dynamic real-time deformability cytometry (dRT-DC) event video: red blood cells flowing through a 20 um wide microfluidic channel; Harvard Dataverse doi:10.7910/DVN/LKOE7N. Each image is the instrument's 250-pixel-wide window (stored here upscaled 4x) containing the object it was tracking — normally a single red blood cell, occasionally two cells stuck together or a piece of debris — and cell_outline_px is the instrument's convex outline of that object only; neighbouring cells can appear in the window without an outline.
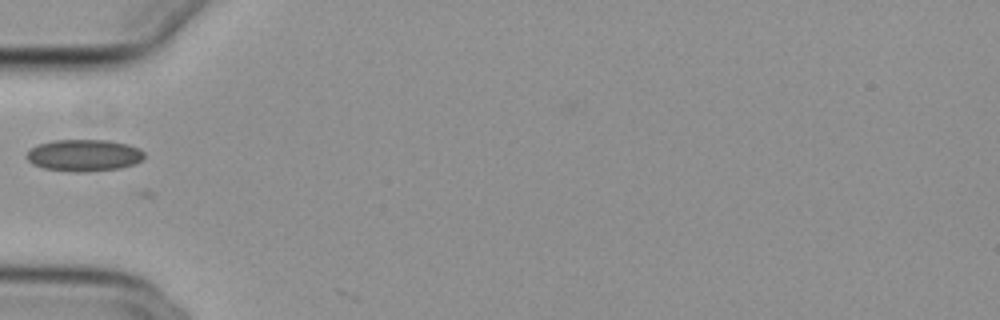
{"species": "common noctule bat (a hibernating species)", "species_latin": "Nyctalus noctula", "temperature_condition": "cold", "stored_images_in_passage": 2, "camera_frame_rate_fps": 3000, "um_per_image_px": 0.085, "animal": {"sex": "female", "body_mass_g": 29.2, "forearm_length_mm": 56.3}, "frame": {"image": 1, "passage_image": 1, "time_ms": 0.0, "image_size_px": [1000, 320], "cell_outline_px": [[144, 156], [140, 160], [132, 164], [120, 168], [80, 172], [76, 172], [44, 168], [32, 164], [24, 156], [36, 144], [52, 140], [108, 140], [128, 144], [140, 148], [144, 152]], "centroid_in_image_um": [7.11, 13.19], "position_along_channel_um": 77.9, "area_um2": 21.79}}